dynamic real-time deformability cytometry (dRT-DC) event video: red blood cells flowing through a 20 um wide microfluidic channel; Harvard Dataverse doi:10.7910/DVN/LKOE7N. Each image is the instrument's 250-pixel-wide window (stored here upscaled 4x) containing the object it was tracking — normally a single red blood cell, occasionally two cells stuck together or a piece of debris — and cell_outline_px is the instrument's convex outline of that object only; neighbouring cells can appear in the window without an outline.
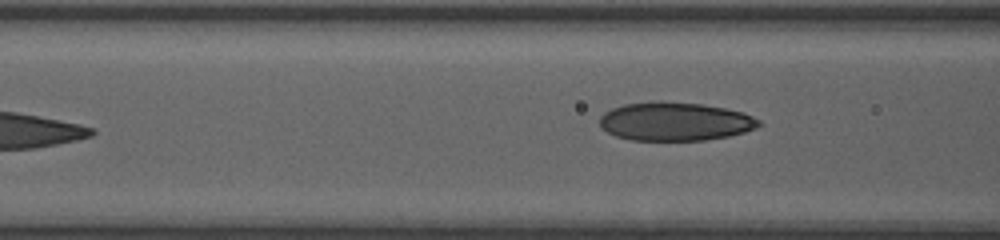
{"species": "human", "species_latin": "Homo sapiens", "temperature_condition": "room temperature", "stored_images_in_passage": 11, "segment_of_instrument_passage": [2, 2], "camera_frame_rate_fps": 3000, "um_per_image_px": 0.085, "donor": {"sex": "female"}, "frame": {"image": 1, "passage_image": 11, "time_ms": 5.333, "image_size_px": [1000, 240], "cell_outline_px": [[760, 124], [756, 128], [744, 132], [728, 136], [704, 140], [632, 140], [616, 136], [600, 128], [600, 116], [604, 112], [612, 108], [624, 104], [704, 104], [744, 112], [760, 120]], "centroid_in_image_um": [57.4, 10.36], "position_along_channel_um": 109.2, "area_um2": 34.8}}